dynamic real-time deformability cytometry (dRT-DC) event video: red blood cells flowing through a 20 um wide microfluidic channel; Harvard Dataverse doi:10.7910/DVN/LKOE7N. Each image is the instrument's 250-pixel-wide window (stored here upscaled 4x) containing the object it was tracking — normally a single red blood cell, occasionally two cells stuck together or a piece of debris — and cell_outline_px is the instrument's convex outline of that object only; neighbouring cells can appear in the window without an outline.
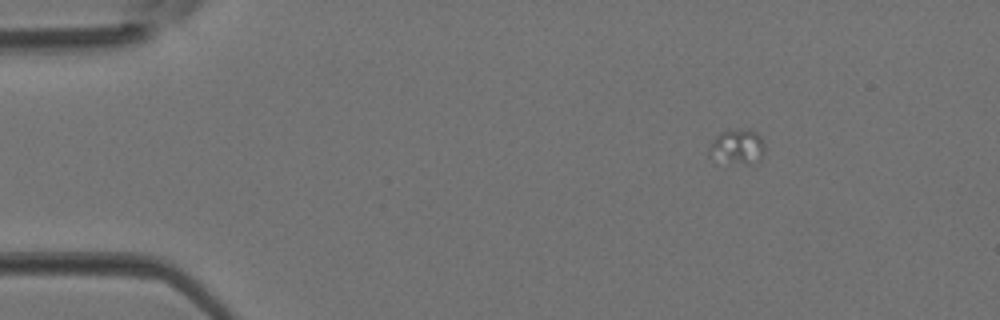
{"species": "Egyptian fruit bat (a non-hibernating species)", "species_latin": "Rousettus aegyptiacus", "temperature_condition": "room temperature", "stored_images_in_passage": 3, "camera_frame_rate_fps": 3000, "um_per_image_px": 0.085, "animal": {"sex": "female"}, "frame": {"image": 1, "passage_image": 1, "time_ms": 0.0, "image_size_px": [1000, 320], "cell_outline_px": [[764, 152], [760, 160], [744, 164], [728, 164], [708, 156], [708, 148], [716, 136], [724, 132], [756, 132], [760, 136], [764, 144]], "centroid_in_image_um": [62.64, 12.56], "position_along_channel_um": 22.4, "area_um2": 10.92}}